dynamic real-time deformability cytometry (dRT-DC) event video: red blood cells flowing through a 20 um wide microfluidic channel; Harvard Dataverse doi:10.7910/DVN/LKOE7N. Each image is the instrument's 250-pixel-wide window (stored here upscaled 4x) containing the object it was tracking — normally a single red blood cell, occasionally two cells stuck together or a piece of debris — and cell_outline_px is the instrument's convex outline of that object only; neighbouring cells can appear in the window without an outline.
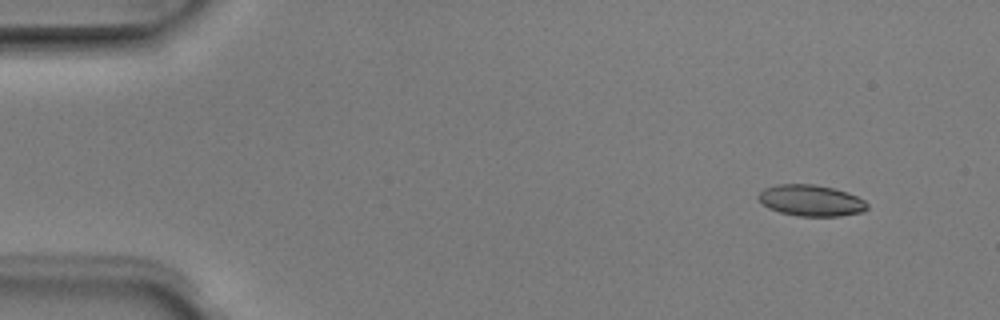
{"species": "Egyptian fruit bat (a non-hibernating species)", "species_latin": "Rousettus aegyptiacus", "temperature_condition": "room temperature", "stored_images_in_passage": 5, "camera_frame_rate_fps": 3000, "um_per_image_px": 0.085, "animal": {"sex": "male"}, "frame": {"image": 1, "passage_image": 2, "time_ms": 0.333, "image_size_px": [1000, 320], "cell_outline_px": [[868, 208], [864, 212], [840, 216], [800, 216], [780, 212], [768, 208], [756, 196], [764, 188], [776, 184], [816, 184], [848, 192], [864, 200], [868, 204]], "centroid_in_image_um": [68.95, 17.04], "position_along_channel_um": 16.1, "area_um2": 19.88}}
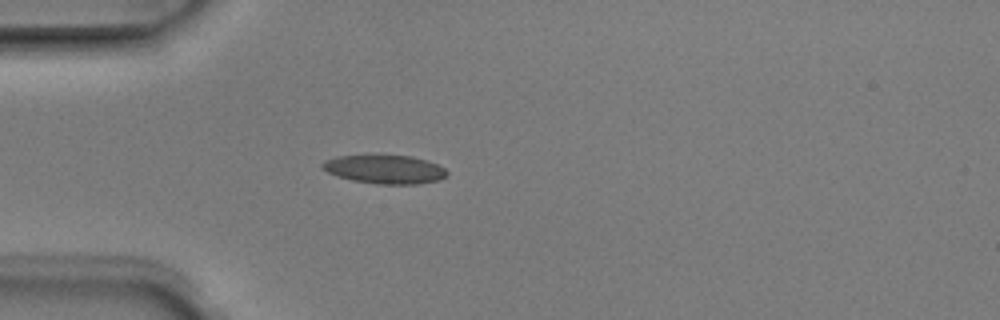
{"frame": {"image": 2, "passage_image": 5, "time_ms": 1.333, "image_size_px": [1000, 320], "cell_outline_px": [[448, 176], [436, 180], [416, 184], [376, 184], [352, 180], [336, 176], [320, 168], [320, 164], [324, 160], [336, 156], [412, 156], [428, 160], [444, 168], [448, 172]], "centroid_in_image_um": [32.68, 14.4], "position_along_channel_um": 52.3, "area_um2": 20.75}}